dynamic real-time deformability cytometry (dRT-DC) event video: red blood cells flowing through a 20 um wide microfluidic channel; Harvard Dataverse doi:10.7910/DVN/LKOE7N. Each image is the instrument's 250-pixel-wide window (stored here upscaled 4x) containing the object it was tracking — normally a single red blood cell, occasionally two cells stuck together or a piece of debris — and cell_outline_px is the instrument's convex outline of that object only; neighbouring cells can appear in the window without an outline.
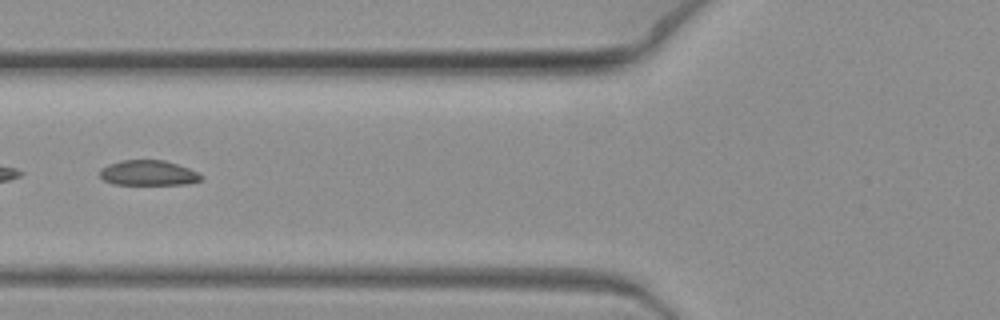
{"species": "common noctule bat (a hibernating species)", "species_latin": "Nyctalus noctula", "temperature_condition": "warm", "stored_images_in_passage": 9, "camera_frame_rate_fps": 3000, "um_per_image_px": 0.085, "animal": {"sex": "female", "body_mass_g": 19.3, "forearm_length_mm": 54.1}, "frame": {"image": 1, "passage_image": 8, "time_ms": 2.333, "image_size_px": [1000, 320], "cell_outline_px": [[204, 176], [200, 180], [188, 184], [112, 184], [104, 180], [100, 176], [100, 168], [108, 164], [124, 160], [164, 160], [188, 168]], "centroid_in_image_um": [12.58, 14.7], "position_along_channel_um": 113.2, "area_um2": 14.74}}